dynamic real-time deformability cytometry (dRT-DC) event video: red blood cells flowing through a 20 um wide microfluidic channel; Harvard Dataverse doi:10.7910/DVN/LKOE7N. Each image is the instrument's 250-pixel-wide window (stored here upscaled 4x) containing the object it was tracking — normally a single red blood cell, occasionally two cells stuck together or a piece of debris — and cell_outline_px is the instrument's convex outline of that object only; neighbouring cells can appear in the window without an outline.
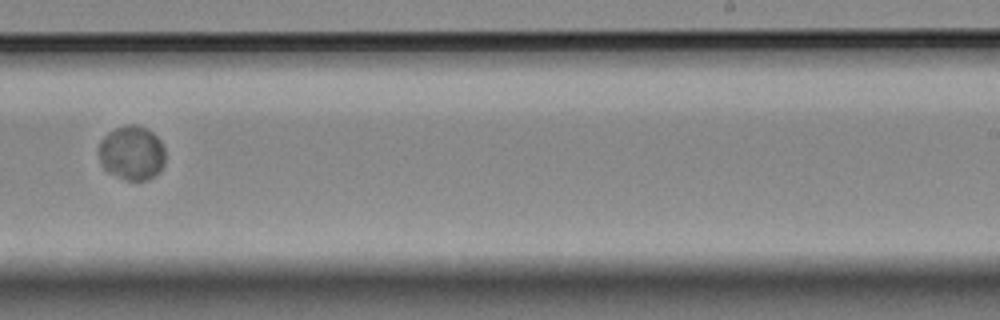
{"species": "Egyptian fruit bat (a non-hibernating species)", "species_latin": "Rousettus aegyptiacus", "temperature_condition": "room temperature", "stored_images_in_passage": 16, "camera_frame_rate_fps": 3000, "um_per_image_px": 0.085, "animal": {"sex": "female"}, "frame": {"image": 1, "passage_image": 10, "time_ms": 11.0, "image_size_px": [1000, 320], "cell_outline_px": [[164, 164], [148, 180], [128, 180], [108, 172], [104, 168], [100, 160], [100, 140], [108, 132], [116, 128], [128, 124], [136, 124], [152, 132], [160, 140], [164, 148]], "centroid_in_image_um": [11.2, 12.98], "position_along_channel_um": 277.8, "area_um2": 20.69}}
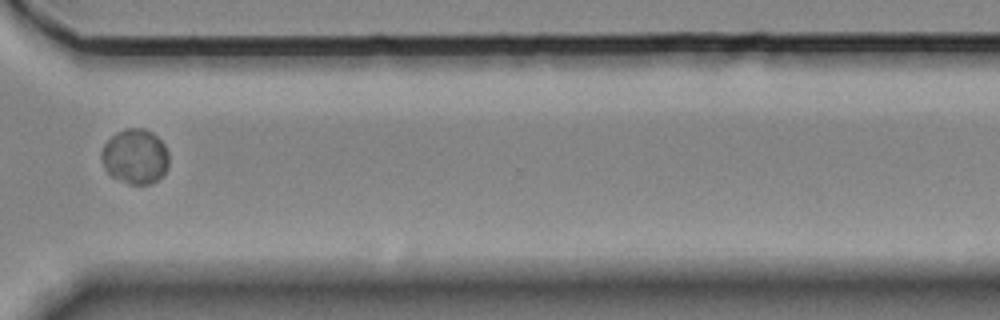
{"frame": {"image": 2, "passage_image": 12, "time_ms": 13.333, "image_size_px": [1000, 320], "cell_outline_px": [[168, 164], [164, 172], [156, 180], [148, 184], [128, 184], [112, 176], [104, 168], [100, 156], [100, 152], [104, 144], [116, 132], [128, 128], [144, 128], [152, 132], [164, 144], [168, 152]], "centroid_in_image_um": [11.46, 13.29], "position_along_channel_um": 359.1, "area_um2": 21.5}}
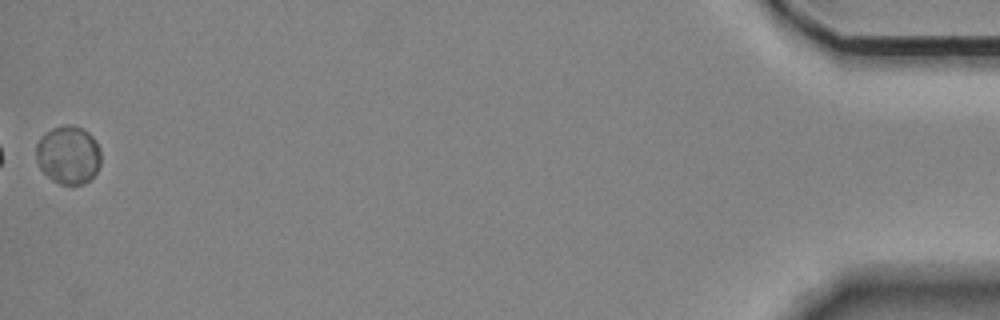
{"frame": {"image": 3, "passage_image": 16, "time_ms": 18.0, "image_size_px": [1000, 320], "cell_outline_px": [[100, 164], [96, 172], [84, 184], [60, 184], [52, 180], [40, 168], [36, 160], [36, 144], [40, 136], [44, 132], [52, 128], [64, 124], [68, 124], [80, 128], [88, 132], [92, 136], [100, 148]], "centroid_in_image_um": [5.78, 13.15], "position_along_channel_um": 429.4, "area_um2": 22.08}}